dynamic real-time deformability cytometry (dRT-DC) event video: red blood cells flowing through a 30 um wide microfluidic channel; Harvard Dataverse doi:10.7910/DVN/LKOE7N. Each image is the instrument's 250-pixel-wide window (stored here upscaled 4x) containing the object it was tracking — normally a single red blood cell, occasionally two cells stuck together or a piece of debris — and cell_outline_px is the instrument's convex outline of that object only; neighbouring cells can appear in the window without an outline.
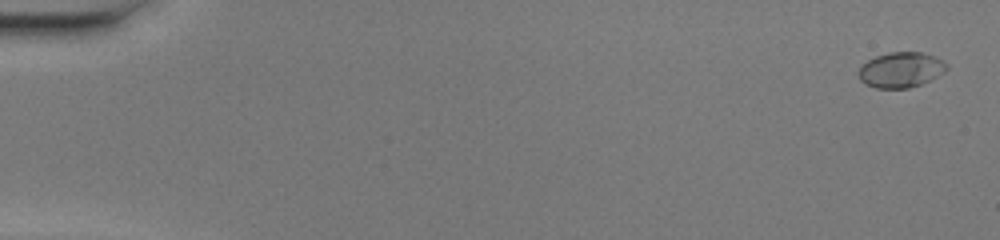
{"species": "common noctule bat (a hibernating species)", "species_latin": "Nyctalus noctula", "temperature_condition": "warm", "stored_images_in_passage": 51, "camera_frame_rate_fps": 3000, "um_per_image_px": 0.085, "animal": {"sex": "female", "body_mass_g": 20.0, "forearm_length_mm": 54.0}, "frame": {"image": 1, "passage_image": 2, "time_ms": 0.333, "image_size_px": [1000, 240], "cell_outline_px": [[948, 68], [944, 72], [920, 84], [908, 88], [876, 88], [864, 84], [860, 80], [860, 68], [868, 60], [876, 56], [888, 52], [920, 52], [944, 60], [948, 64]], "centroid_in_image_um": [76.58, 5.93], "position_along_channel_um": 8.4, "area_um2": 17.92}}
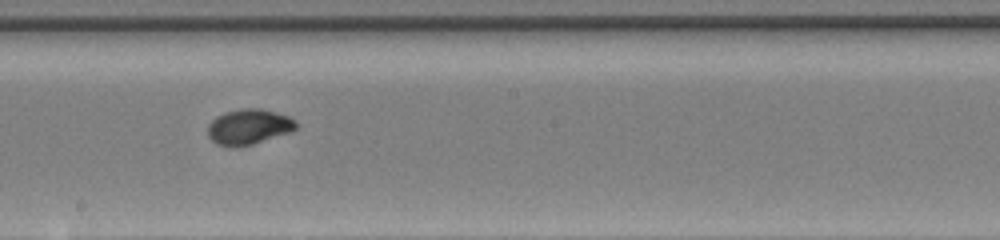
{"frame": {"image": 2, "passage_image": 30, "time_ms": 9.667, "image_size_px": [1000, 240], "cell_outline_px": [[296, 128], [292, 132], [252, 144], [236, 148], [232, 148], [216, 144], [208, 136], [208, 124], [216, 116], [224, 112], [240, 108], [260, 108], [276, 112], [288, 116], [296, 120]], "centroid_in_image_um": [21.13, 10.78], "position_along_channel_um": 227.1, "area_um2": 18.5}}
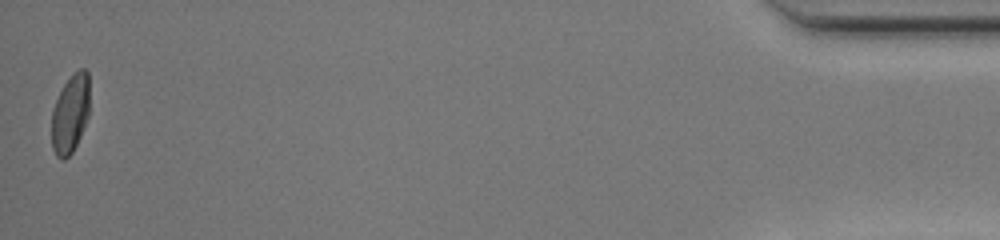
{"frame": {"image": 3, "passage_image": 51, "time_ms": 16.667, "image_size_px": [1000, 240], "cell_outline_px": [[88, 116], [80, 136], [72, 152], [64, 160], [60, 160], [56, 156], [52, 148], [52, 108], [64, 84], [80, 68], [84, 68], [88, 72]], "centroid_in_image_um": [5.96, 9.7], "position_along_channel_um": 429.2, "area_um2": 17.11}, "authors_computed_cell_mechanics": {"area_um2": 17.5134, "velocity_mm_per_s": 4.1497, "shape_relaxation_time_tau1_ms": 2.6741, "shape_relaxation_time_tau2_ms": null, "deformation_change_tau1": 0.1448, "deformation_change_tau2": null}}